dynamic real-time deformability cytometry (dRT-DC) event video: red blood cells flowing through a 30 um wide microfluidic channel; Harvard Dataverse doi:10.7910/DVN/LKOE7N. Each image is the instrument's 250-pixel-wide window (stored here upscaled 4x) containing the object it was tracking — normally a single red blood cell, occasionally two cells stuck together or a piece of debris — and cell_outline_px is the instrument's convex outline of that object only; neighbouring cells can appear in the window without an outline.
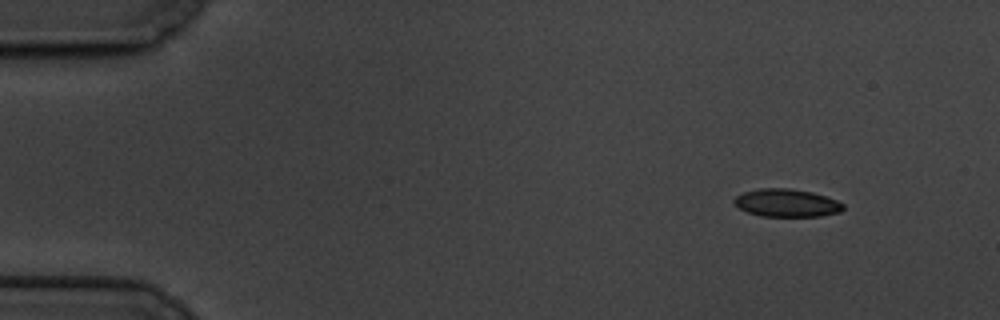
{"species": "common noctule bat (a hibernating species)", "species_latin": "Nyctalus noctula", "temperature_condition": "cold", "stored_images_in_passage": 55, "camera_frame_rate_fps": 3000, "um_per_image_px": 0.085, "animal": {"sex": "male", "body_mass_g": 19.5, "forearm_length_mm": 54.6}, "frame": {"image": 1, "passage_image": 1, "time_ms": 0.0, "image_size_px": [1000, 320], "cell_outline_px": [[844, 208], [840, 212], [820, 216], [760, 216], [748, 212], [740, 208], [732, 200], [736, 196], [744, 192], [760, 188], [788, 188], [812, 192], [836, 200], [844, 204]], "centroid_in_image_um": [66.87, 17.25], "position_along_channel_um": 18.1, "area_um2": 17.57}}
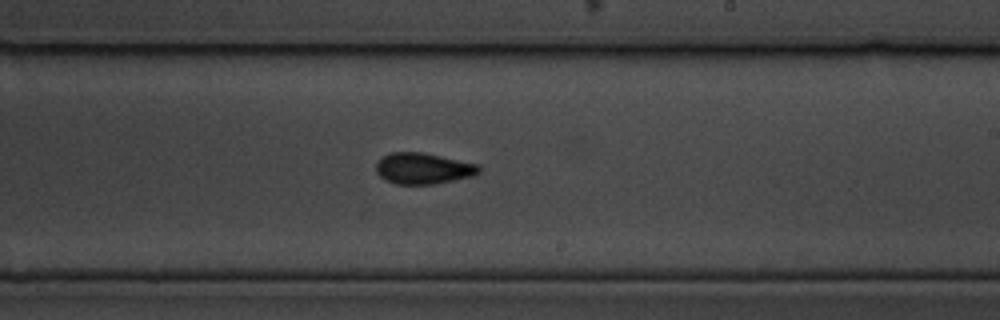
{"frame": {"image": 2, "passage_image": 31, "time_ms": 10.0, "image_size_px": [1000, 320], "cell_outline_px": [[480, 172], [472, 176], [432, 184], [396, 184], [384, 180], [376, 172], [376, 164], [384, 156], [392, 152], [424, 152], [476, 164], [480, 168]], "centroid_in_image_um": [35.94, 14.32], "position_along_channel_um": 253.1, "area_um2": 18.44}}
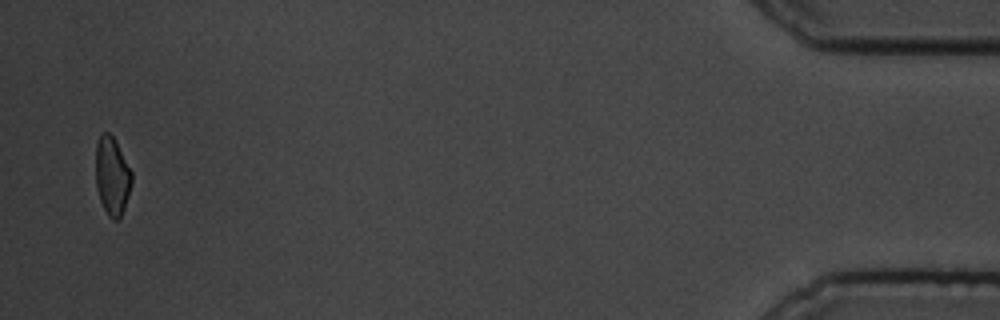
{"frame": {"image": 3, "passage_image": 54, "time_ms": 17.667, "image_size_px": [1000, 320], "cell_outline_px": [[132, 180], [124, 208], [120, 216], [116, 220], [112, 220], [108, 216], [100, 200], [96, 184], [96, 144], [100, 136], [104, 132], [108, 132], [112, 136], [132, 172]], "centroid_in_image_um": [9.52, 14.97], "position_along_channel_um": 425.7, "area_um2": 16.01}, "authors_computed_cell_mechanics": {"area_um2": 18.207, "velocity_mm_per_s": 3.3229, "shape_relaxation_time_tau1_ms": 5.5141, "shape_relaxation_time_tau2_ms": 2.0442, "deformation_change_tau1": 0.1394, "deformation_change_tau2": 0.0802}}